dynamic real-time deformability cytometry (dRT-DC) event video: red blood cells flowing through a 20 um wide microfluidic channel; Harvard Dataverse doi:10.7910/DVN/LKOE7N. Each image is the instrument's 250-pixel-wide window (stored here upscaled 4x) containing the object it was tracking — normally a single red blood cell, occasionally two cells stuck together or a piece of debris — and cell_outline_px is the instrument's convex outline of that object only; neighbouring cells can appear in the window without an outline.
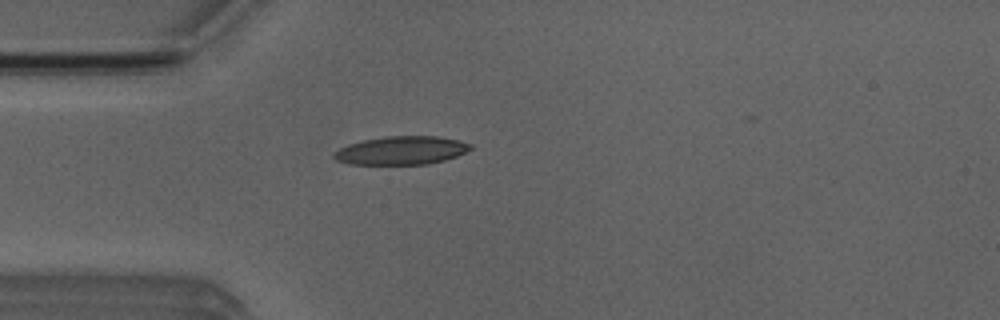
{"species": "Egyptian fruit bat (a non-hibernating species)", "species_latin": "Rousettus aegyptiacus", "temperature_condition": "room temperature", "stored_images_in_passage": 4, "camera_frame_rate_fps": 3000, "um_per_image_px": 0.085, "animal": {"sex": "male"}, "frame": {"image": 1, "passage_image": 4, "time_ms": 3.333, "image_size_px": [1000, 320], "cell_outline_px": [[472, 148], [456, 156], [444, 160], [428, 164], [348, 164], [336, 160], [332, 156], [332, 152], [348, 144], [364, 140], [384, 136], [436, 136], [460, 140], [472, 144]], "centroid_in_image_um": [34.09, 12.78], "position_along_channel_um": 50.9, "area_um2": 22.6}}